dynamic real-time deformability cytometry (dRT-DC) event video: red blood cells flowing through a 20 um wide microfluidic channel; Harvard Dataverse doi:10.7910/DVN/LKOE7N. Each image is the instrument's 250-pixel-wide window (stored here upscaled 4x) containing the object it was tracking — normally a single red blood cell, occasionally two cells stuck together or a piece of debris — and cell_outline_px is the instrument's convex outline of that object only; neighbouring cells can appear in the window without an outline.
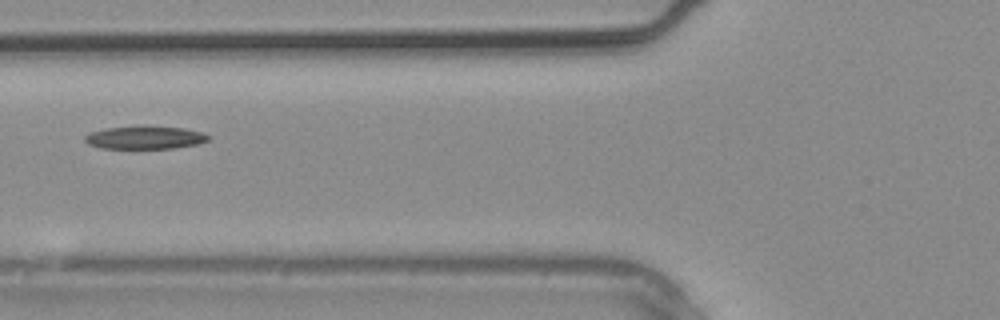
{"species": "common noctule bat (a hibernating species)", "species_latin": "Nyctalus noctula", "temperature_condition": "warm", "stored_images_in_passage": 3, "camera_frame_rate_fps": 3000, "um_per_image_px": 0.085, "animal": {"sex": "male", "body_mass_g": 20.4}, "frame": {"image": 1, "passage_image": 3, "time_ms": 0.667, "image_size_px": [1000, 320], "cell_outline_px": [[208, 140], [196, 144], [172, 148], [100, 148], [88, 144], [84, 140], [84, 136], [92, 132], [108, 128], [184, 128], [200, 132], [208, 136]], "centroid_in_image_um": [12.28, 11.73], "position_along_channel_um": 113.5, "area_um2": 15.55}}